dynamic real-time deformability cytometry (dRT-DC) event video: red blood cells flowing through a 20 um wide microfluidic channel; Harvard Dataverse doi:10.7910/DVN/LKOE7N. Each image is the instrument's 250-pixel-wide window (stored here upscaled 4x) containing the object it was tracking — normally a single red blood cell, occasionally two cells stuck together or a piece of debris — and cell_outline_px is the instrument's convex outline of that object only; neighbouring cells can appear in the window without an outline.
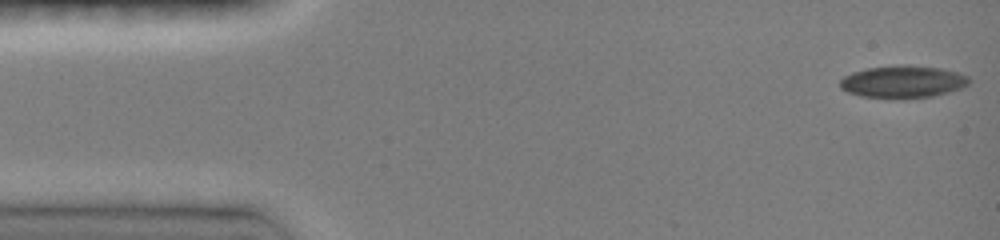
{"species": "common noctule bat (a hibernating species)", "species_latin": "Nyctalus noctula", "temperature_condition": "room temperature", "stored_images_in_passage": 18, "camera_frame_rate_fps": 3000, "um_per_image_px": 0.085, "animal": {"sex": "female", "body_mass_g": 19.0, "forearm_length_mm": 51.5}, "frame": {"image": 1, "passage_image": 1, "time_ms": 0.0, "image_size_px": [1000, 240], "cell_outline_px": [[968, 84], [960, 88], [948, 92], [932, 96], [904, 100], [860, 96], [848, 92], [840, 88], [840, 80], [844, 76], [852, 72], [868, 68], [900, 64], [908, 64], [940, 68], [960, 72], [968, 76]], "centroid_in_image_um": [76.73, 6.95], "position_along_channel_um": 8.3, "area_um2": 24.74}}
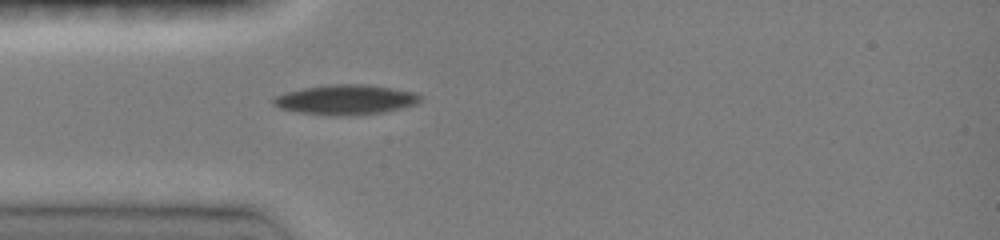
{"frame": {"image": 2, "passage_image": 18, "time_ms": 4.0, "image_size_px": [1000, 240], "cell_outline_px": [[420, 100], [416, 104], [384, 112], [348, 116], [336, 116], [296, 112], [280, 108], [272, 104], [272, 100], [276, 96], [288, 92], [304, 88], [332, 84], [364, 84], [412, 92], [420, 96]], "centroid_in_image_um": [29.34, 8.49], "position_along_channel_um": 55.7, "area_um2": 25.26}}